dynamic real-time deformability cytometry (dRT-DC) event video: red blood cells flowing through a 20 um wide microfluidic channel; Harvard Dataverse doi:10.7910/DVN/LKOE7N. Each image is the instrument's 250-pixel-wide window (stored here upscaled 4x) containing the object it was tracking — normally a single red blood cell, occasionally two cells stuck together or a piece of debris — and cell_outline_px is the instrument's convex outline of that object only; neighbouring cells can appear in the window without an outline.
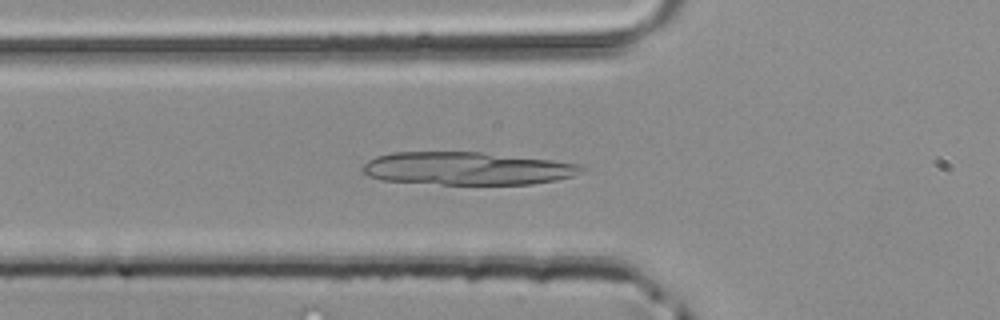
{"species": "common noctule bat (a hibernating species)", "species_latin": "Nyctalus noctula", "temperature_condition": "room temperature", "stored_images_in_passage": 44, "camera_frame_rate_fps": 3000, "um_per_image_px": 0.085, "animal": {"sex": "male", "body_mass_g": 20.4}, "frame": {"image": 1, "passage_image": 14, "time_ms": 4.333, "image_size_px": [1000, 320], "cell_outline_px": [[584, 168], [572, 176], [556, 180], [532, 184], [440, 184], [380, 180], [368, 176], [360, 168], [368, 160], [376, 156], [392, 152], [480, 152], [552, 160], [576, 164]], "centroid_in_image_um": [39.62, 14.32], "position_along_channel_um": 86.2, "area_um2": 41.73}}
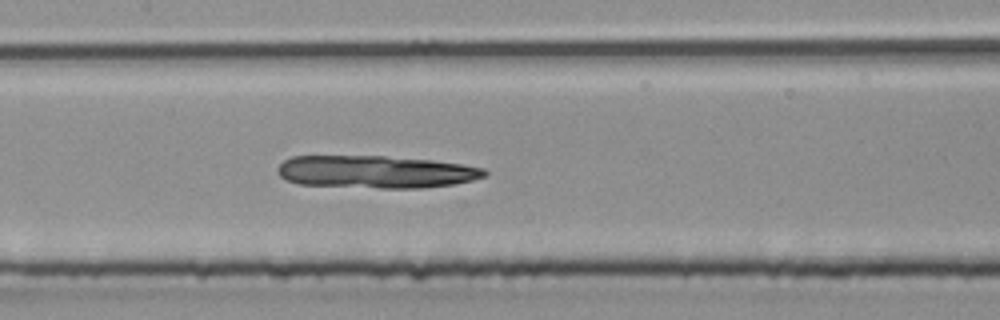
{"frame": {"image": 2, "passage_image": 20, "time_ms": 6.333, "image_size_px": [1000, 320], "cell_outline_px": [[488, 172], [484, 176], [472, 180], [452, 184], [424, 188], [380, 188], [296, 184], [280, 176], [276, 172], [276, 168], [284, 160], [292, 156], [384, 156], [432, 160], [464, 164], [484, 168]], "centroid_in_image_um": [31.92, 14.6], "position_along_channel_um": 175.5, "area_um2": 39.42}}
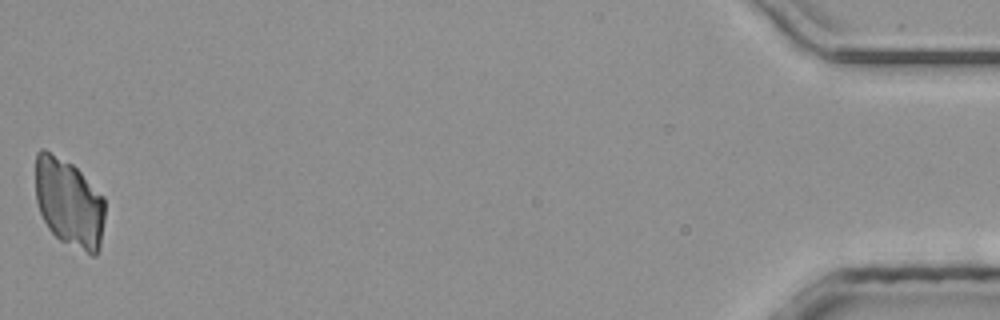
{"frame": {"image": 3, "passage_image": 44, "time_ms": 14.333, "image_size_px": [1000, 320], "cell_outline_px": [[104, 216], [100, 248], [96, 256], [92, 256], [60, 240], [48, 228], [40, 212], [36, 200], [36, 152], [40, 148], [44, 148], [72, 164], [104, 196]], "centroid_in_image_um": [5.87, 17.25], "position_along_channel_um": 429.3, "area_um2": 35.89}}